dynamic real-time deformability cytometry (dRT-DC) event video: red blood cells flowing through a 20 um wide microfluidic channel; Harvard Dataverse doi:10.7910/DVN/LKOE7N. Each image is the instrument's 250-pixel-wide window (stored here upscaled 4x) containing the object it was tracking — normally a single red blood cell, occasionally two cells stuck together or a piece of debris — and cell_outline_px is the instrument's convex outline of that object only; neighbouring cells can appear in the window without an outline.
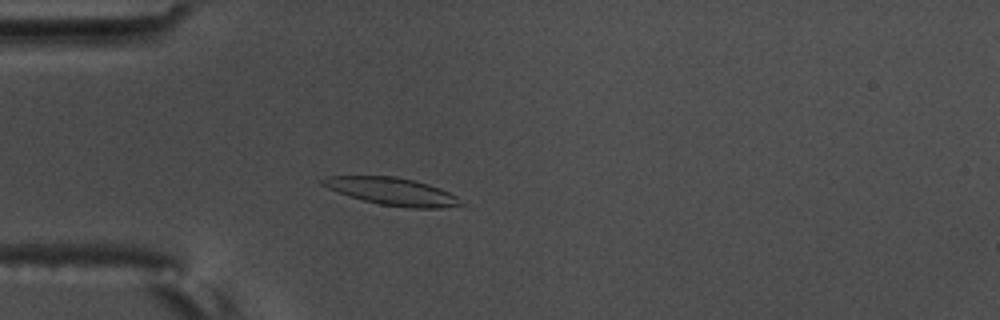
{"species": "common noctule bat (a hibernating species)", "species_latin": "Nyctalus noctula", "temperature_condition": "warm", "stored_images_in_passage": 50, "camera_frame_rate_fps": 3000, "um_per_image_px": 0.085, "animal": {"sex": "male", "body_mass_g": 17.5, "forearm_length_mm": 52.3}, "frame": {"image": 1, "passage_image": 8, "time_ms": 2.333, "image_size_px": [1000, 320], "cell_outline_px": [[464, 204], [440, 208], [412, 208], [380, 204], [364, 200], [328, 188], [320, 184], [320, 180], [324, 176], [396, 176], [428, 184], [440, 188], [456, 196]], "centroid_in_image_um": [33.32, 16.26], "position_along_channel_um": 51.7, "area_um2": 21.79}}
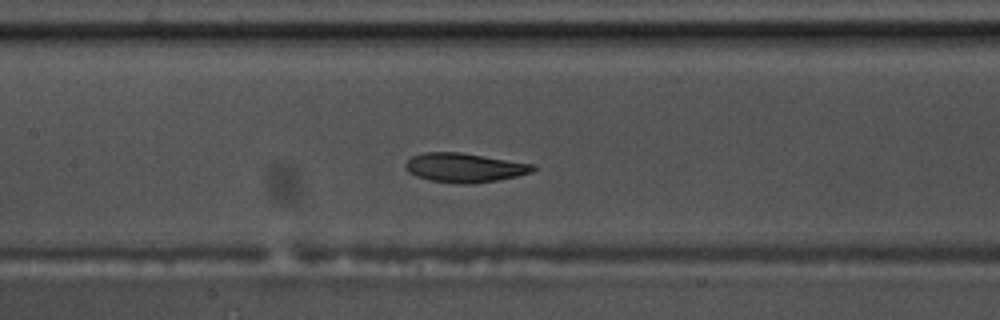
{"frame": {"image": 2, "passage_image": 19, "time_ms": 6.0, "image_size_px": [1000, 320], "cell_outline_px": [[536, 168], [532, 172], [516, 176], [496, 180], [468, 184], [456, 184], [428, 180], [416, 176], [408, 172], [404, 168], [404, 164], [412, 156], [424, 152], [460, 152], [536, 164]], "centroid_in_image_um": [39.46, 14.25], "position_along_channel_um": 167.9, "area_um2": 21.85}}
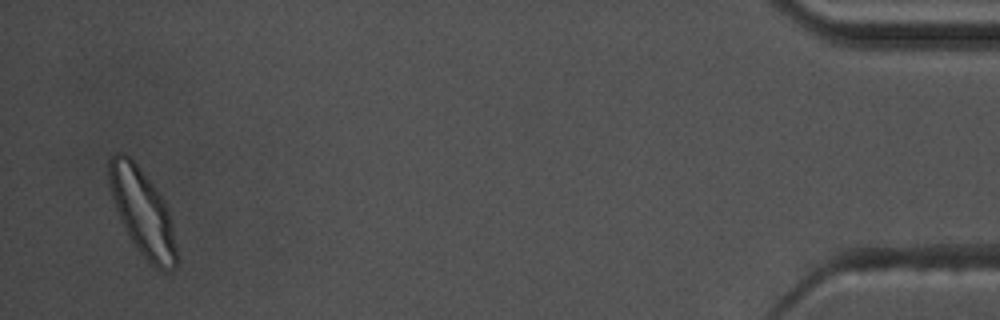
{"frame": {"image": 3, "passage_image": 48, "time_ms": 15.667, "image_size_px": [1000, 320], "cell_outline_px": [[176, 268], [156, 268], [136, 248], [124, 228], [116, 208], [108, 184], [108, 160], [116, 152], [120, 152], [128, 156], [140, 168], [156, 188], [164, 200], [168, 208], [172, 220], [176, 244]], "centroid_in_image_um": [12.1, 17.99], "position_along_channel_um": 423.1, "area_um2": 33.64}, "authors_computed_cell_mechanics": {"area_um2": 22.3975, "velocity_mm_per_s": 3.488, "shape_relaxation_time_tau1_ms": 4.816, "shape_relaxation_time_tau2_ms": 2.7897, "deformation_change_tau1": 0.1518, "deformation_change_tau2": 0.0904}}